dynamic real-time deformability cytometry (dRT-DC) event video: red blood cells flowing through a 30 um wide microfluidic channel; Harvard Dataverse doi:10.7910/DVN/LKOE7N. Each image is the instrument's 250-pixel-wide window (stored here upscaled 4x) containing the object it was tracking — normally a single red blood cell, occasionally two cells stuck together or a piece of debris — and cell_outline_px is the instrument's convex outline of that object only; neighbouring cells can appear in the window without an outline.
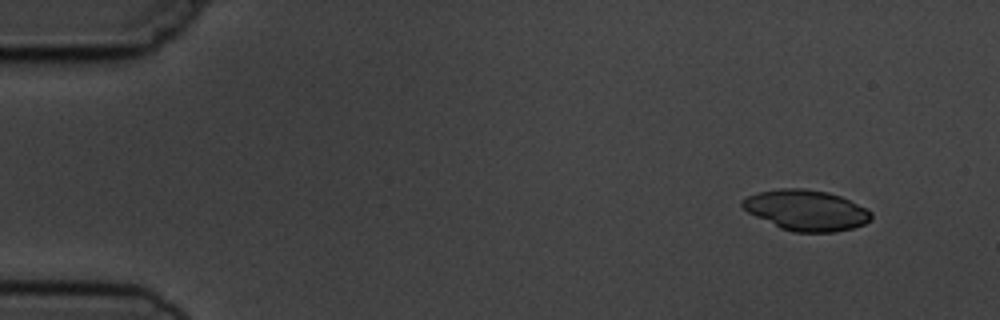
{"species": "common noctule bat (a hibernating species)", "species_latin": "Nyctalus noctula", "temperature_condition": "cold", "stored_images_in_passage": 4, "camera_frame_rate_fps": 3000, "um_per_image_px": 0.085, "animal": {"sex": "male", "body_mass_g": 19.5, "forearm_length_mm": 54.6}, "frame": {"image": 1, "passage_image": 1, "time_ms": 0.0, "image_size_px": [1000, 320], "cell_outline_px": [[872, 220], [864, 224], [852, 228], [836, 232], [792, 232], [780, 228], [748, 212], [740, 204], [740, 200], [756, 192], [780, 188], [804, 188], [828, 192], [840, 196], [872, 212]], "centroid_in_image_um": [68.51, 17.87], "position_along_channel_um": 16.5, "area_um2": 30.46}}